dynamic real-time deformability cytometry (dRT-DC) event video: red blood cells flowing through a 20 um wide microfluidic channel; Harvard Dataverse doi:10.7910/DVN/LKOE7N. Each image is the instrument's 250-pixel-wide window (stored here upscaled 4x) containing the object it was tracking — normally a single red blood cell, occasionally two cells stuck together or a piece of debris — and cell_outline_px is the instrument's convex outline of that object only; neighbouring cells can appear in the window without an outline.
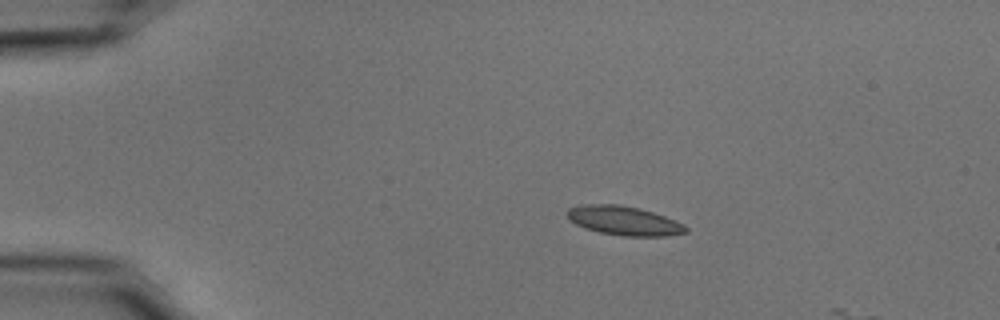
{"species": "common noctule bat (a hibernating species)", "species_latin": "Nyctalus noctula", "temperature_condition": "cold", "stored_images_in_passage": 4, "camera_frame_rate_fps": 3000, "um_per_image_px": 0.085, "animal": {"sex": "male", "body_mass_g": 15.6}, "frame": {"image": 1, "passage_image": 1, "time_ms": 0.0, "image_size_px": [1000, 320], "cell_outline_px": [[688, 232], [668, 236], [624, 236], [600, 232], [584, 228], [576, 224], [564, 212], [568, 208], [580, 204], [620, 204], [640, 208], [676, 220], [684, 224], [688, 228]], "centroid_in_image_um": [53.04, 18.75], "position_along_channel_um": 32.0, "area_um2": 20.29}}